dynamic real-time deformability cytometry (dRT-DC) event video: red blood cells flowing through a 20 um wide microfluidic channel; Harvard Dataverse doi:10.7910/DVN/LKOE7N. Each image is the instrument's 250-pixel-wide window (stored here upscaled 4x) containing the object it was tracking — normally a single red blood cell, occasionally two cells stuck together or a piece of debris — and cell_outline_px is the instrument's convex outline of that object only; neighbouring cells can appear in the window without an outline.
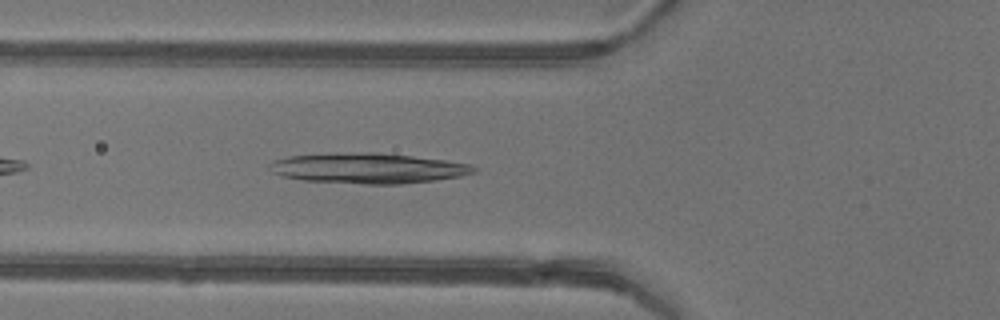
{"species": "common noctule bat (a hibernating species)", "species_latin": "Nyctalus noctula", "temperature_condition": "warm", "stored_images_in_passage": 33, "camera_frame_rate_fps": 3000, "um_per_image_px": 0.085, "animal": {"sex": "female"}, "frame": {"image": 1, "passage_image": 5, "time_ms": 1.333, "image_size_px": [1000, 320], "cell_outline_px": [[476, 172], [460, 176], [436, 180], [400, 184], [364, 184], [304, 180], [284, 176], [272, 172], [268, 164], [272, 160], [288, 156], [368, 152], [376, 152], [412, 156], [444, 160], [472, 164], [476, 168]], "centroid_in_image_um": [31.31, 14.3], "position_along_channel_um": 94.5, "area_um2": 35.84}}
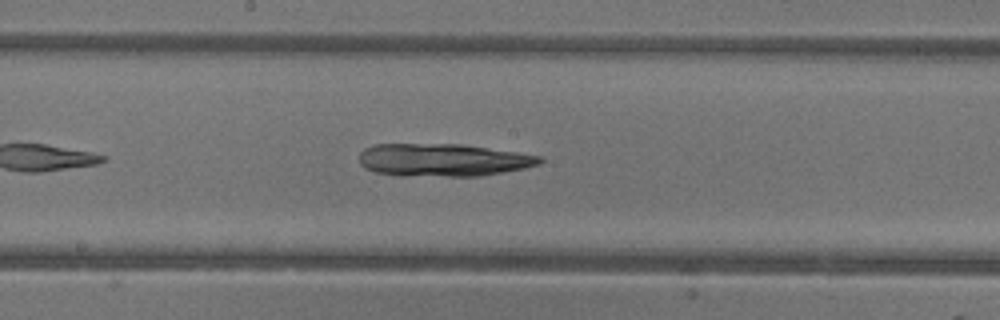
{"frame": {"image": 2, "passage_image": 13, "time_ms": 4.0, "image_size_px": [1000, 320], "cell_outline_px": [[544, 160], [540, 164], [524, 168], [480, 176], [400, 176], [376, 172], [364, 168], [360, 164], [360, 152], [364, 148], [372, 144], [460, 144], [544, 156]], "centroid_in_image_um": [37.64, 13.6], "position_along_channel_um": 210.6, "area_um2": 34.62}}
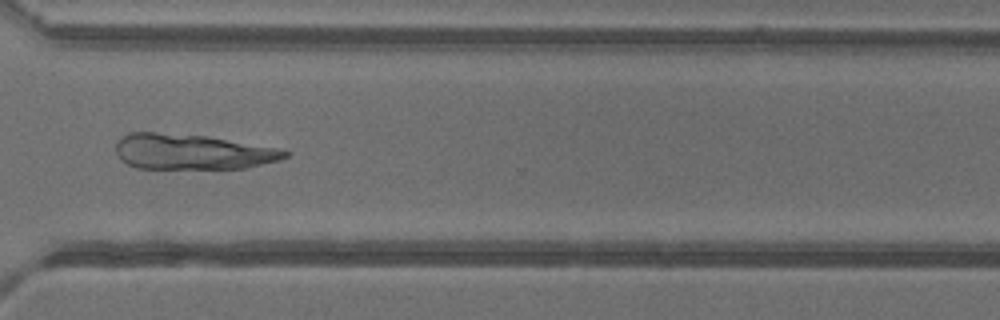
{"frame": {"image": 3, "passage_image": 23, "time_ms": 7.333, "image_size_px": [1000, 320], "cell_outline_px": [[292, 152], [288, 156], [280, 160], [248, 168], [136, 168], [120, 160], [116, 152], [116, 144], [128, 132], [156, 132], [208, 136], [276, 148]], "centroid_in_image_um": [16.34, 12.9], "position_along_channel_um": 354.3, "area_um2": 34.8}}